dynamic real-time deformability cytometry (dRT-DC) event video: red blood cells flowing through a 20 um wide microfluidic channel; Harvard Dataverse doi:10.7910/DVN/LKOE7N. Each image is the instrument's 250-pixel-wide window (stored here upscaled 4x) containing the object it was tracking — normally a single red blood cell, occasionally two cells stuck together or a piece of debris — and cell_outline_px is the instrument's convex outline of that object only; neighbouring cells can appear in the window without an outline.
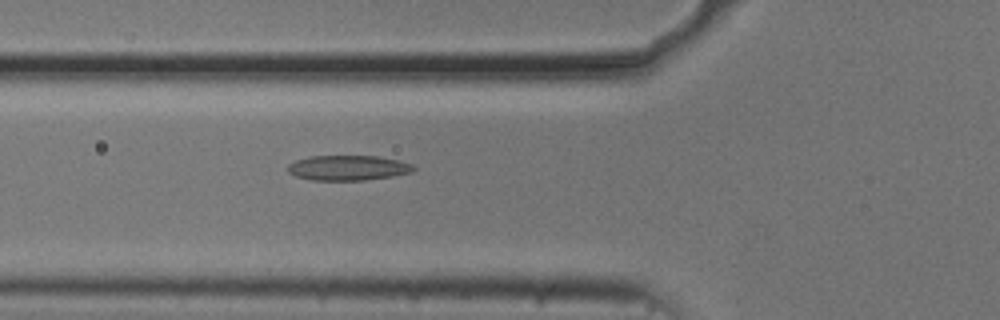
{"species": "common noctule bat (a hibernating species)", "species_latin": "Nyctalus noctula", "temperature_condition": "cold", "stored_images_in_passage": 37, "camera_frame_rate_fps": 3000, "um_per_image_px": 0.085, "animal": {"sex": "male", "body_mass_g": 20.5, "forearm_length_mm": 52.5}, "frame": {"image": 1, "passage_image": 3, "time_ms": 0.667, "image_size_px": [1000, 320], "cell_outline_px": [[416, 168], [412, 172], [392, 176], [364, 180], [312, 180], [296, 176], [288, 172], [288, 164], [296, 160], [308, 156], [376, 156], [400, 160], [412, 164]], "centroid_in_image_um": [29.59, 14.26], "position_along_channel_um": 96.2, "area_um2": 18.38}}
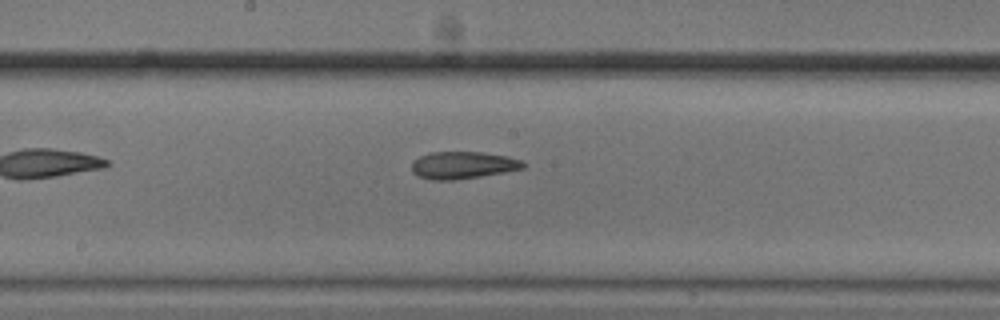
{"frame": {"image": 2, "passage_image": 12, "time_ms": 3.667, "image_size_px": [1000, 320], "cell_outline_px": [[524, 168], [504, 172], [456, 180], [436, 180], [416, 176], [412, 172], [412, 160], [420, 156], [432, 152], [480, 152], [508, 156], [520, 160], [524, 164]], "centroid_in_image_um": [39.3, 14.04], "position_along_channel_um": 208.9, "area_um2": 17.63}}
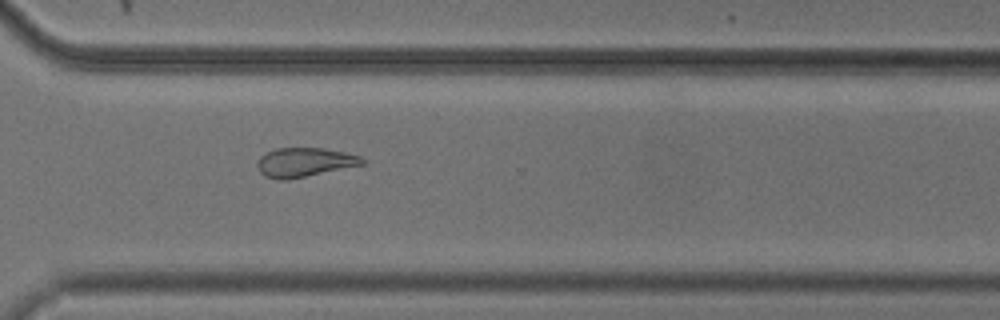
{"frame": {"image": 3, "passage_image": 23, "time_ms": 7.333, "image_size_px": [1000, 320], "cell_outline_px": [[364, 164], [288, 180], [276, 180], [264, 176], [260, 172], [256, 164], [260, 156], [276, 148], [324, 148], [344, 152], [360, 156], [364, 160]], "centroid_in_image_um": [25.84, 13.8], "position_along_channel_um": 344.8, "area_um2": 17.8}, "authors_computed_cell_mechanics": {"area_um2": 18.0914, "velocity_mm_per_s": 3.7218, "shape_relaxation_time_tau1_ms": 6.692, "shape_relaxation_time_tau2_ms": 4.1901, "deformation_change_tau1": 0.1457, "deformation_change_tau2": 0.1188}}